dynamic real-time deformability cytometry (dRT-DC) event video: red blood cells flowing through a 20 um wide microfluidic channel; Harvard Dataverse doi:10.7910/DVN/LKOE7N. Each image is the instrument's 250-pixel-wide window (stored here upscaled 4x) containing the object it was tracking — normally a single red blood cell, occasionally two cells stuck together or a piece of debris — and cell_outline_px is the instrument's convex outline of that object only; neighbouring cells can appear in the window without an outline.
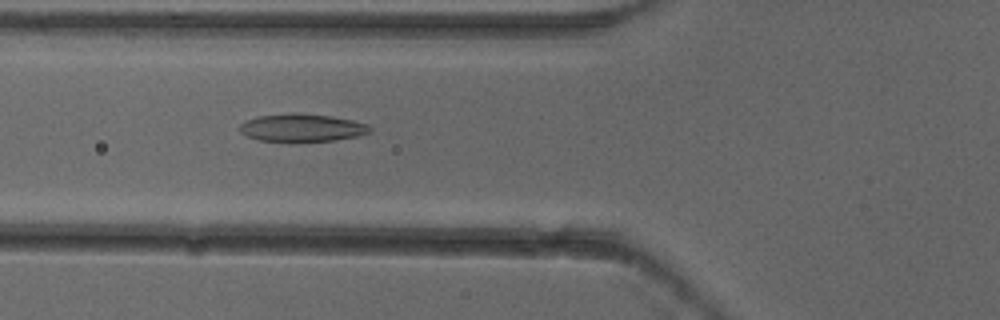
{"species": "common noctule bat (a hibernating species)", "species_latin": "Nyctalus noctula", "temperature_condition": "cold", "stored_images_in_passage": 6, "camera_frame_rate_fps": 3000, "um_per_image_px": 0.085, "animal": {"sex": "female"}, "frame": {"image": 1, "passage_image": 6, "time_ms": 1.667, "image_size_px": [1000, 320], "cell_outline_px": [[372, 132], [360, 136], [336, 140], [288, 144], [260, 140], [248, 136], [240, 132], [240, 124], [256, 116], [292, 112], [296, 112], [332, 116], [352, 120], [368, 124], [372, 128]], "centroid_in_image_um": [25.69, 10.89], "position_along_channel_um": 100.1, "area_um2": 22.02}}